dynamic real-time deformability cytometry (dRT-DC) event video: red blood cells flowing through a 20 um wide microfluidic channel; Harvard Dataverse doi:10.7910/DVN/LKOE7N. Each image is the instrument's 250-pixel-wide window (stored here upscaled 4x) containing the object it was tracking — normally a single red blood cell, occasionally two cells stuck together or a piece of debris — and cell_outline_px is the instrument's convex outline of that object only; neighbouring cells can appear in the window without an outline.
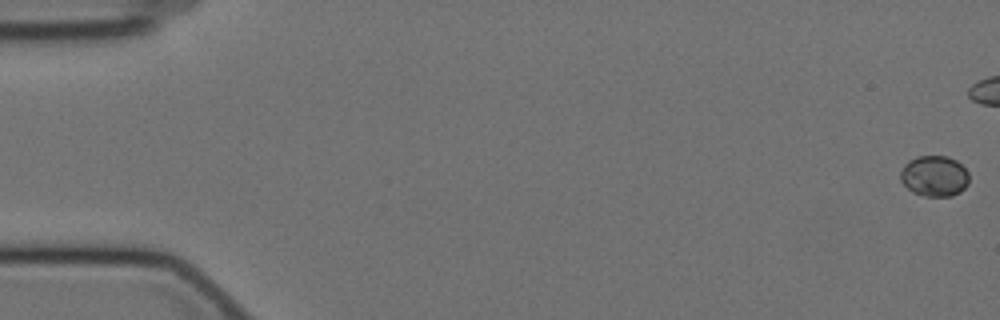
{"species": "Egyptian fruit bat (a non-hibernating species)", "species_latin": "Rousettus aegyptiacus", "temperature_condition": "cold", "stored_images_in_passage": 51, "camera_frame_rate_fps": 3000, "um_per_image_px": 0.085, "animal": {"sex": "female"}, "frame": {"image": 1, "passage_image": 1, "time_ms": 0.0, "image_size_px": [1000, 320], "cell_outline_px": [[968, 184], [960, 192], [952, 196], [924, 196], [912, 192], [900, 180], [900, 172], [904, 164], [908, 160], [916, 156], [948, 156], [956, 160], [968, 172]], "centroid_in_image_um": [79.4, 14.96], "position_along_channel_um": 5.6, "area_um2": 16.42}}
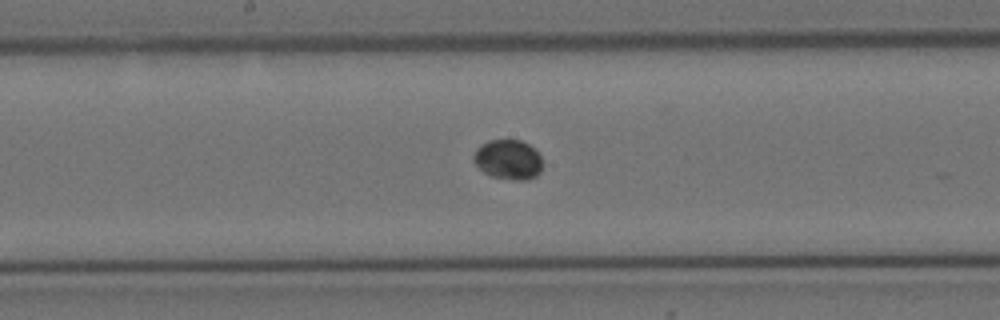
{"frame": {"image": 2, "passage_image": 31, "time_ms": 10.0, "image_size_px": [1000, 320], "cell_outline_px": [[544, 164], [540, 172], [536, 176], [528, 180], [512, 180], [492, 176], [484, 172], [472, 160], [472, 156], [476, 148], [480, 144], [488, 140], [520, 140], [528, 144], [540, 156]], "centroid_in_image_um": [43.19, 13.57], "position_along_channel_um": 205.0, "area_um2": 16.13}}
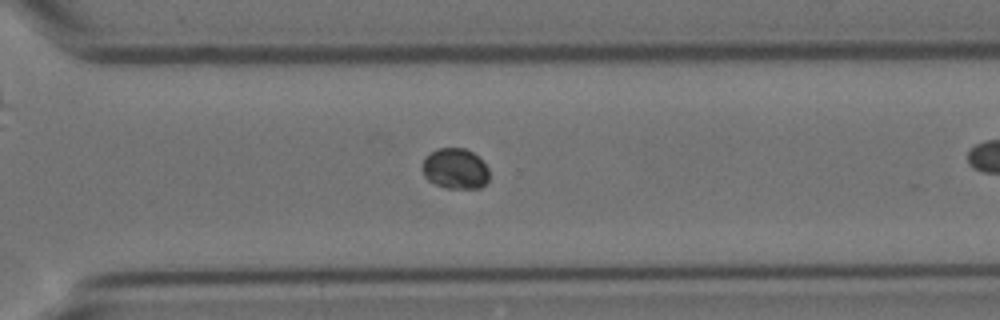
{"frame": {"image": 3, "passage_image": 42, "time_ms": 13.667, "image_size_px": [1000, 320], "cell_outline_px": [[488, 180], [480, 188], [448, 188], [436, 184], [428, 180], [424, 176], [420, 168], [420, 164], [424, 156], [436, 148], [464, 148], [472, 152], [488, 168]], "centroid_in_image_um": [38.62, 14.32], "position_along_channel_um": 332.0, "area_um2": 15.95}}